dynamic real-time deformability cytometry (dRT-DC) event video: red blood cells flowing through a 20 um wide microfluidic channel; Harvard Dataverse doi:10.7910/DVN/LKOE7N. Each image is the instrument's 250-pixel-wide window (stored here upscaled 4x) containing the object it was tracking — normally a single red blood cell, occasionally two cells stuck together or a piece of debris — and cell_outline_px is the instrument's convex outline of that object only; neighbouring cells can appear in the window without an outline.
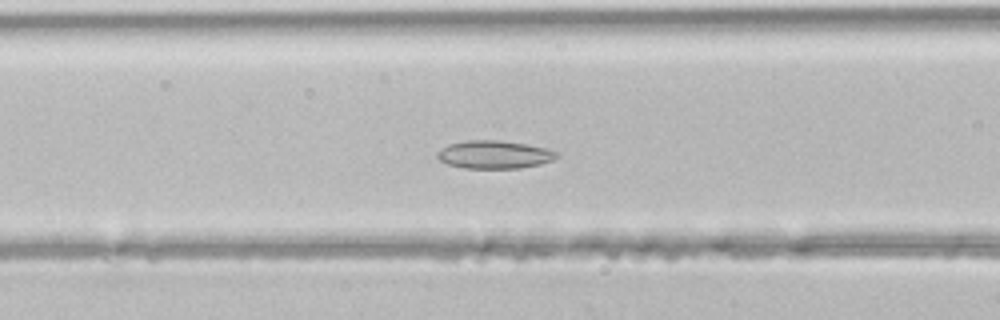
{"species": "common noctule bat (a hibernating species)", "species_latin": "Nyctalus noctula", "temperature_condition": "room temperature", "stored_images_in_passage": 36, "camera_frame_rate_fps": 3000, "um_per_image_px": 0.085, "animal": {"sex": "male", "body_mass_g": 21.5, "forearm_length_mm": 52.0}, "frame": {"image": 1, "passage_image": 9, "time_ms": 2.667, "image_size_px": [1000, 320], "cell_outline_px": [[560, 156], [552, 160], [540, 164], [520, 168], [464, 168], [448, 164], [440, 160], [436, 156], [436, 152], [440, 148], [448, 144], [464, 140], [500, 140], [528, 144], [548, 148], [560, 152]], "centroid_in_image_um": [42.03, 13.12], "position_along_channel_um": 124.6, "area_um2": 19.83}}
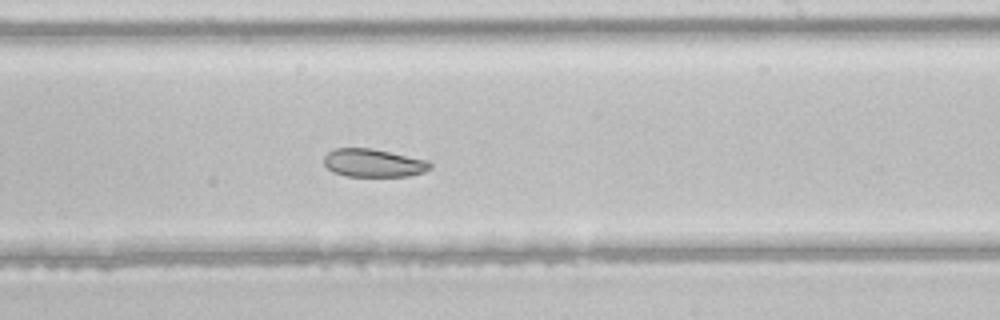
{"frame": {"image": 2, "passage_image": 18, "time_ms": 5.667, "image_size_px": [1000, 320], "cell_outline_px": [[432, 168], [424, 172], [408, 176], [348, 176], [332, 172], [324, 164], [324, 156], [328, 152], [336, 148], [372, 148], [428, 160], [432, 164]], "centroid_in_image_um": [31.76, 13.85], "position_along_channel_um": 257.2, "area_um2": 17.46}}
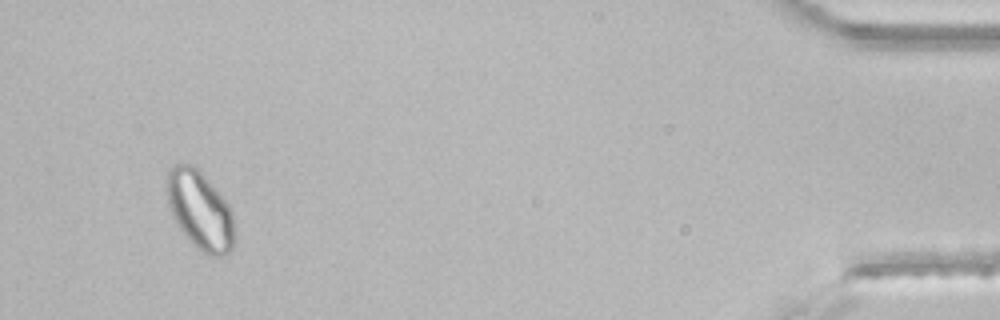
{"frame": {"image": 3, "passage_image": 34, "time_ms": 11.0, "image_size_px": [1000, 320], "cell_outline_px": [[236, 240], [232, 248], [224, 256], [212, 256], [204, 252], [188, 240], [176, 224], [168, 204], [168, 172], [176, 164], [188, 164], [196, 168], [200, 172], [228, 204], [232, 212], [236, 232]], "centroid_in_image_um": [17.04, 17.94], "position_along_channel_um": 418.2, "area_um2": 30.52}}